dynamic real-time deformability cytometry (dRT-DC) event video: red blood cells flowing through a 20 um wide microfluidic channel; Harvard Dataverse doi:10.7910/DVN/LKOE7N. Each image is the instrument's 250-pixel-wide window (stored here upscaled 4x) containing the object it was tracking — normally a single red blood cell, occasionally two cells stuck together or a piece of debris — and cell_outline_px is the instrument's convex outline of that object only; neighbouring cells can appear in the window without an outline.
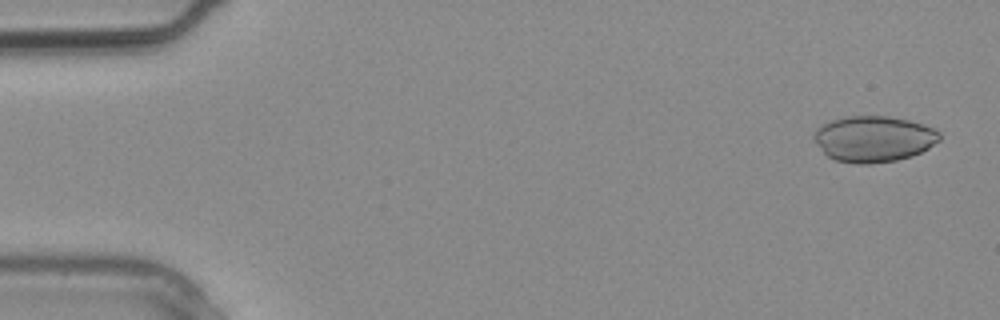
{"species": "common noctule bat (a hibernating species)", "species_latin": "Nyctalus noctula", "temperature_condition": "warm", "stored_images_in_passage": 3, "camera_frame_rate_fps": 3000, "um_per_image_px": 0.085, "animal": {"sex": "male", "body_mass_g": 20.4}, "frame": {"image": 1, "passage_image": 1, "time_ms": 0.0, "image_size_px": [1000, 320], "cell_outline_px": [[940, 140], [928, 148], [912, 156], [896, 160], [868, 164], [856, 164], [836, 160], [828, 156], [816, 144], [812, 136], [816, 128], [832, 120], [844, 116], [888, 116], [908, 120], [924, 124], [940, 132]], "centroid_in_image_um": [74.25, 11.8], "position_along_channel_um": 10.7, "area_um2": 33.7}}